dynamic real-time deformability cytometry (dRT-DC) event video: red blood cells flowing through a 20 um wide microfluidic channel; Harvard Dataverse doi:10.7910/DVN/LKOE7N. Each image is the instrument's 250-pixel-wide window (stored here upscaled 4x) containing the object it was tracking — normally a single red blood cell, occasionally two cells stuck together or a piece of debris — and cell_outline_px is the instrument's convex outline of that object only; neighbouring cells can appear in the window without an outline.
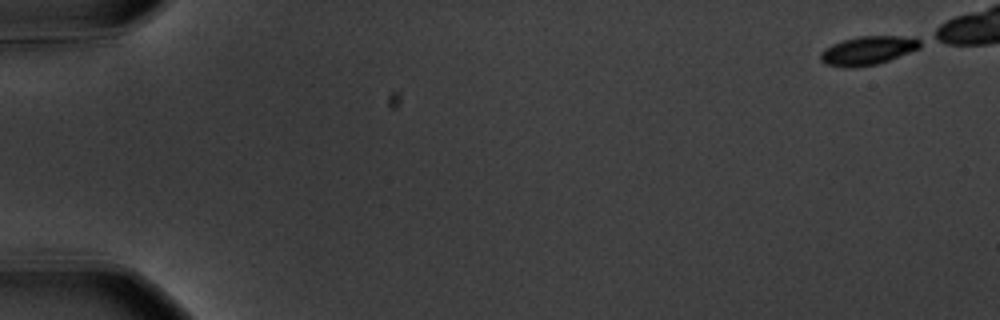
{"species": "common noctule bat (a hibernating species)", "species_latin": "Nyctalus noctula", "temperature_condition": "warm", "stored_images_in_passage": 1, "camera_frame_rate_fps": 3000, "um_per_image_px": 0.085, "animal": {"sex": "male", "body_mass_g": 20.1, "forearm_length_mm": 53.5}, "frame": {"image": 1, "passage_image": 1, "time_ms": 0.0, "image_size_px": [1000, 320], "cell_outline_px": [[920, 48], [888, 60], [876, 64], [852, 68], [844, 68], [828, 64], [820, 60], [820, 52], [824, 48], [832, 44], [844, 40], [860, 36], [896, 36], [920, 40]], "centroid_in_image_um": [73.7, 4.3], "position_along_channel_um": 11.3, "area_um2": 16.36}}